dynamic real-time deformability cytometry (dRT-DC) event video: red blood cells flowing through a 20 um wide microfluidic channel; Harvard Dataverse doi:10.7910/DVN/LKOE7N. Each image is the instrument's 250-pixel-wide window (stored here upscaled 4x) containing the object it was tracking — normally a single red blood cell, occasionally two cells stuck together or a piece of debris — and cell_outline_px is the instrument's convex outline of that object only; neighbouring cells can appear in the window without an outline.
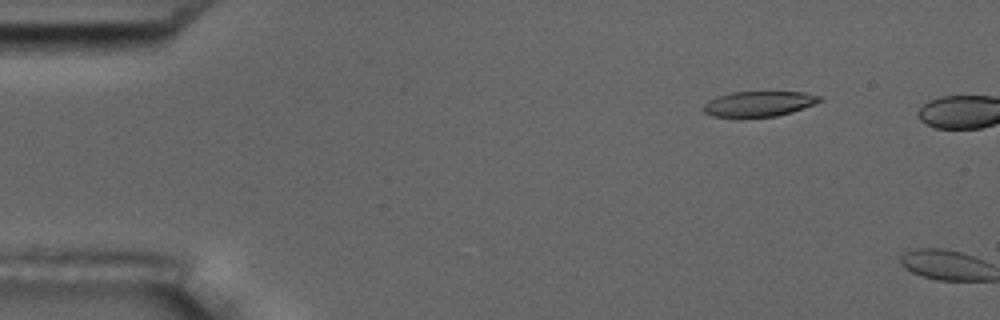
{"species": "common noctule bat (a hibernating species)", "species_latin": "Nyctalus noctula", "temperature_condition": "room temperature", "stored_images_in_passage": 4, "camera_frame_rate_fps": 3000, "um_per_image_px": 0.085, "animal": {"sex": "male", "body_mass_g": 17.5, "forearm_length_mm": 52.3}, "frame": {"image": 1, "passage_image": 2, "time_ms": 1.333, "image_size_px": [1000, 320], "cell_outline_px": [[824, 100], [816, 104], [792, 112], [776, 116], [712, 116], [704, 112], [700, 108], [708, 100], [716, 96], [732, 92], [804, 92], [824, 96]], "centroid_in_image_um": [64.55, 8.8], "position_along_channel_um": 20.5, "area_um2": 17.22}}